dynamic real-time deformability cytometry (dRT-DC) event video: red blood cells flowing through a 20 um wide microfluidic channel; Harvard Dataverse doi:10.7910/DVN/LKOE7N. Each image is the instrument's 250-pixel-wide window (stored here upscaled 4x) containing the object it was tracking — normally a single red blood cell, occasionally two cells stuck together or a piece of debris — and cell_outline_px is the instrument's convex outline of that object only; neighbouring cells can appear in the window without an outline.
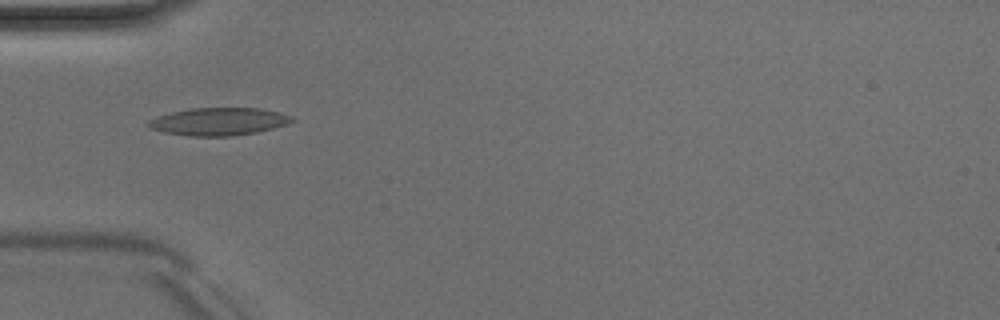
{"species": "Egyptian fruit bat (a non-hibernating species)", "species_latin": "Rousettus aegyptiacus", "temperature_condition": "room temperature", "stored_images_in_passage": 19, "camera_frame_rate_fps": 3000, "um_per_image_px": 0.085, "animal": {"sex": "male"}, "frame": {"image": 1, "passage_image": 1, "time_ms": 0.0, "image_size_px": [1000, 320], "cell_outline_px": [[296, 120], [288, 124], [256, 132], [232, 136], [188, 136], [164, 132], [152, 128], [148, 124], [148, 120], [172, 112], [192, 108], [260, 108], [280, 112], [292, 116]], "centroid_in_image_um": [18.65, 10.33], "position_along_channel_um": 66.3, "area_um2": 23.0}}
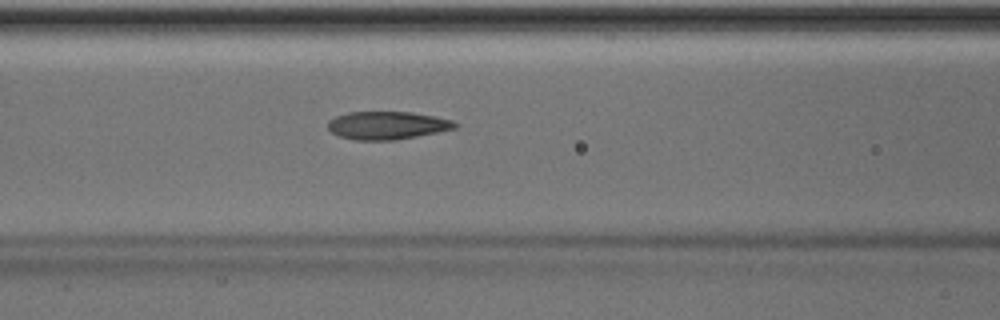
{"frame": {"image": 2, "passage_image": 6, "time_ms": 1.667, "image_size_px": [1000, 320], "cell_outline_px": [[460, 124], [456, 128], [396, 140], [356, 140], [340, 136], [332, 132], [328, 128], [328, 120], [336, 116], [348, 112], [412, 112], [436, 116], [452, 120]], "centroid_in_image_um": [32.93, 10.65], "position_along_channel_um": 133.7, "area_um2": 20.69}}
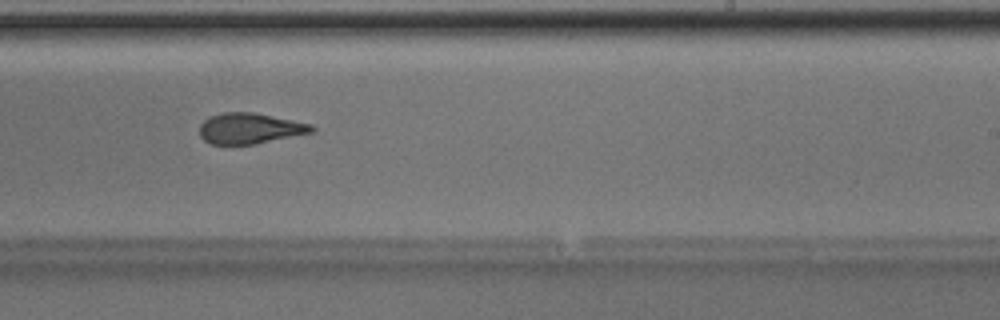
{"frame": {"image": 3, "passage_image": 16, "time_ms": 5.0, "image_size_px": [1000, 320], "cell_outline_px": [[316, 132], [256, 144], [212, 144], [204, 140], [200, 136], [200, 124], [208, 116], [220, 112], [252, 112], [312, 124], [316, 128]], "centroid_in_image_um": [21.26, 10.91], "position_along_channel_um": 267.7, "area_um2": 20.29}}